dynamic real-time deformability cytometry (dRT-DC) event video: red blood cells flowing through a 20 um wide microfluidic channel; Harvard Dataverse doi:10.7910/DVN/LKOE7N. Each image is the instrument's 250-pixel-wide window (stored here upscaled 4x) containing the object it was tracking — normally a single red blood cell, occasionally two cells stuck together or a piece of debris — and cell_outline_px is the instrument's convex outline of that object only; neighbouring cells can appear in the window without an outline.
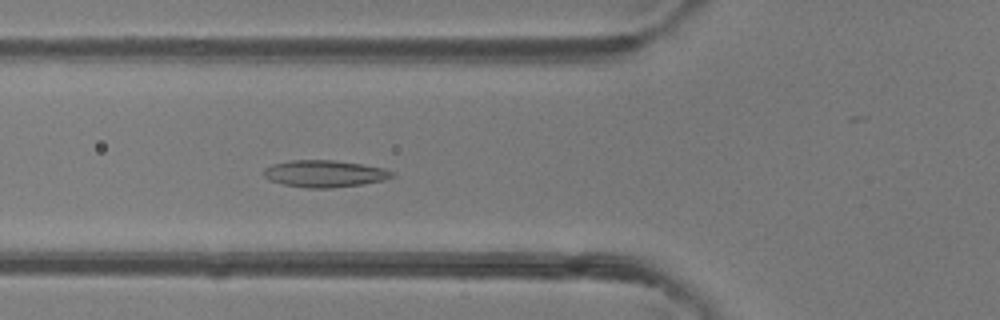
{"species": "common noctule bat (a hibernating species)", "species_latin": "Nyctalus noctula", "temperature_condition": "room temperature", "stored_images_in_passage": 49, "camera_frame_rate_fps": 3000, "um_per_image_px": 0.085, "animal": {"sex": "female"}, "frame": {"image": 1, "passage_image": 18, "time_ms": 5.667, "image_size_px": [1000, 320], "cell_outline_px": [[396, 176], [384, 180], [364, 184], [332, 188], [308, 188], [284, 184], [268, 180], [260, 172], [264, 168], [272, 164], [288, 160], [336, 160], [384, 168], [396, 172]], "centroid_in_image_um": [27.59, 14.76], "position_along_channel_um": 98.2, "area_um2": 20.46}}
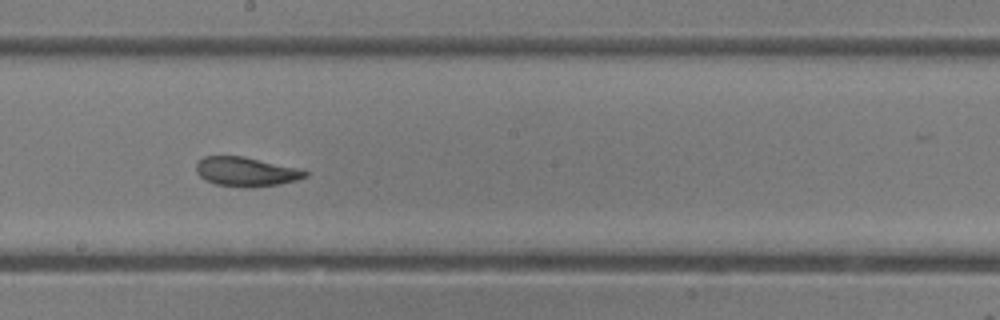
{"frame": {"image": 2, "passage_image": 27, "time_ms": 8.667, "image_size_px": [1000, 320], "cell_outline_px": [[308, 176], [296, 180], [280, 184], [252, 188], [244, 188], [216, 184], [204, 180], [196, 172], [196, 164], [204, 156], [244, 156], [296, 168], [308, 172]], "centroid_in_image_um": [20.89, 14.61], "position_along_channel_um": 227.3, "area_um2": 18.61}}
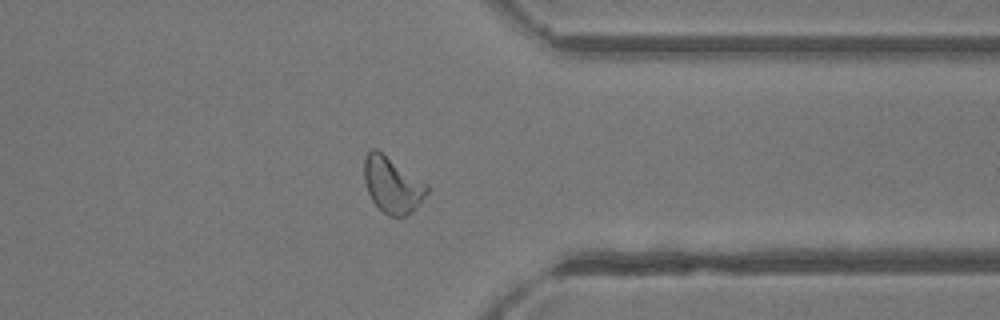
{"frame": {"image": 3, "passage_image": 38, "time_ms": 12.333, "image_size_px": [1000, 320], "cell_outline_px": [[428, 192], [416, 208], [404, 216], [388, 216], [372, 200], [368, 192], [364, 180], [364, 156], [372, 148], [376, 148], [428, 184]], "centroid_in_image_um": [33.34, 15.69], "position_along_channel_um": 378.1, "area_um2": 20.35}, "authors_computed_cell_mechanics": {"area_um2": 20.808, "velocity_mm_per_s": 4.2965, "shape_relaxation_time_tau1_ms": 10.3474, "shape_relaxation_time_tau2_ms": 2.2159, "deformation_change_tau1": 0.2154, "deformation_change_tau2": 0.0814}}